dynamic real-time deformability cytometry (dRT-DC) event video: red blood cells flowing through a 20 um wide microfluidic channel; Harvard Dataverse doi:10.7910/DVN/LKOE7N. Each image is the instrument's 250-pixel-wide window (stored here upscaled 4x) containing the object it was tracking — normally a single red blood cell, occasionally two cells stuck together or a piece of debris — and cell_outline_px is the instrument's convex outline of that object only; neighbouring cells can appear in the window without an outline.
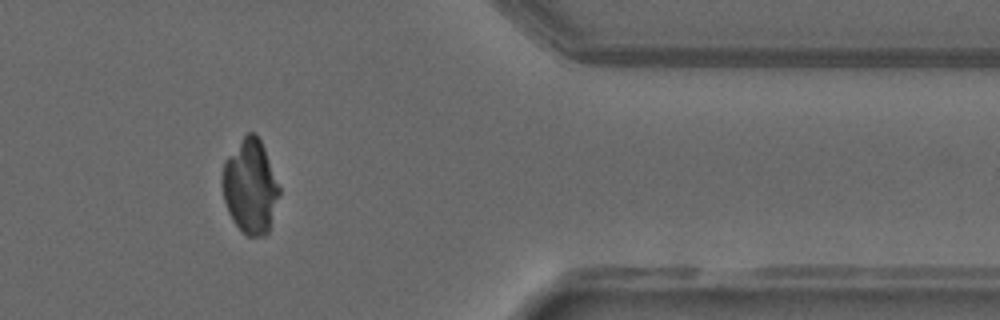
{"species": "common noctule bat (a hibernating species)", "species_latin": "Nyctalus noctula", "temperature_condition": "warm", "stored_images_in_passage": 53, "camera_frame_rate_fps": 3000, "um_per_image_px": 0.085, "animal": {"sex": "male", "forearm_length_mm": 52.5}, "frame": {"image": 1, "passage_image": 45, "time_ms": 14.667, "image_size_px": [1000, 320], "cell_outline_px": [[280, 192], [268, 232], [264, 236], [248, 236], [232, 220], [228, 212], [224, 200], [220, 184], [220, 176], [224, 160], [244, 136], [248, 132], [256, 132], [264, 148], [280, 188]], "centroid_in_image_um": [21.24, 15.84], "position_along_channel_um": 390.2, "area_um2": 31.27}}
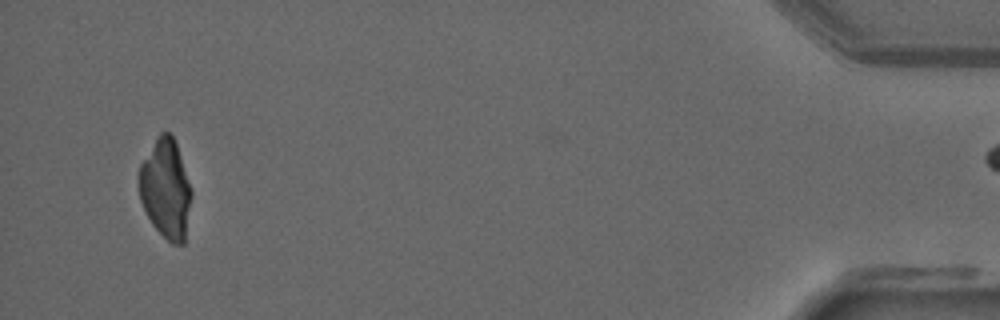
{"frame": {"image": 2, "passage_image": 52, "time_ms": 17.0, "image_size_px": [1000, 320], "cell_outline_px": [[192, 196], [184, 244], [172, 244], [152, 224], [140, 200], [136, 180], [140, 164], [160, 132], [168, 132], [172, 136], [176, 144], [192, 188]], "centroid_in_image_um": [14.07, 16.05], "position_along_channel_um": 421.1, "area_um2": 30.46}}